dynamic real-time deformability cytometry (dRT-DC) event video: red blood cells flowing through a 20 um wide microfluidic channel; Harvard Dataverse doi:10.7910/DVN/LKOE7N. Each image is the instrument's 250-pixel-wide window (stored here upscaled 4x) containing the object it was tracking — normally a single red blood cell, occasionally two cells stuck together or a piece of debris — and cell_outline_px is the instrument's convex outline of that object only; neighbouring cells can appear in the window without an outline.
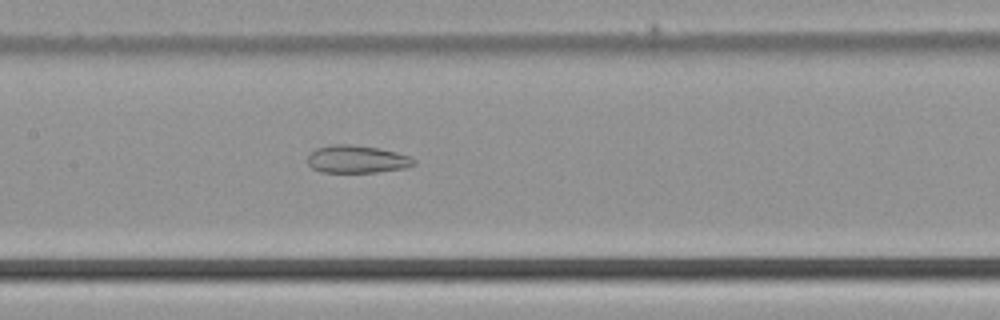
{"species": "common noctule bat (a hibernating species)", "species_latin": "Nyctalus noctula", "temperature_condition": "cold", "stored_images_in_passage": 39, "camera_frame_rate_fps": 3000, "um_per_image_px": 0.085, "animal": {"sex": "male", "body_mass_g": 21.5, "forearm_length_mm": 52.0}, "frame": {"image": 1, "passage_image": 13, "time_ms": 4.0, "image_size_px": [1000, 320], "cell_outline_px": [[416, 164], [404, 168], [376, 172], [320, 172], [312, 168], [308, 164], [308, 152], [316, 148], [332, 144], [352, 144], [380, 148], [396, 152], [408, 156], [416, 160]], "centroid_in_image_um": [30.3, 13.52], "position_along_channel_um": 177.1, "area_um2": 17.28}}
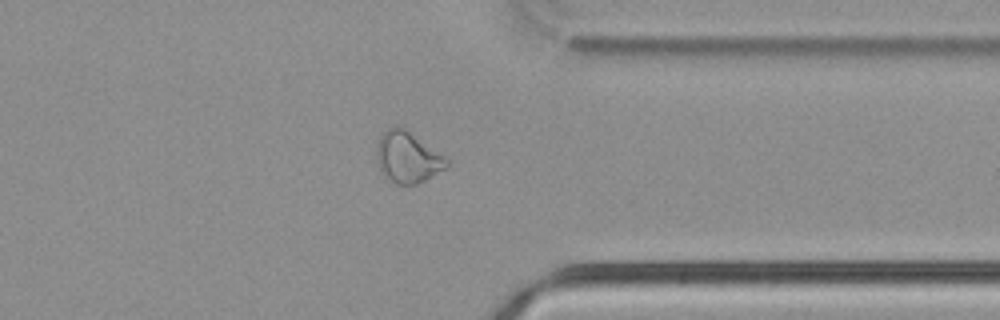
{"frame": {"image": 2, "passage_image": 28, "time_ms": 9.0, "image_size_px": [1000, 320], "cell_outline_px": [[452, 164], [424, 180], [416, 184], [396, 184], [384, 176], [380, 172], [376, 160], [376, 148], [380, 136], [388, 128], [396, 124], [404, 128], [444, 156]], "centroid_in_image_um": [34.61, 13.36], "position_along_channel_um": 376.8, "area_um2": 20.75}}
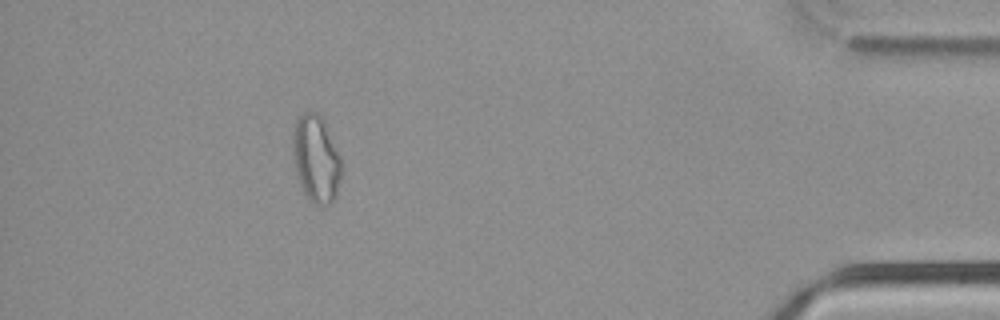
{"frame": {"image": 3, "passage_image": 34, "time_ms": 11.0, "image_size_px": [1000, 320], "cell_outline_px": [[340, 180], [336, 196], [328, 204], [312, 204], [304, 192], [300, 184], [296, 172], [292, 152], [292, 136], [296, 124], [300, 116], [304, 112], [316, 112], [324, 120], [340, 156]], "centroid_in_image_um": [26.85, 13.5], "position_along_channel_um": 408.3, "area_um2": 24.39}}